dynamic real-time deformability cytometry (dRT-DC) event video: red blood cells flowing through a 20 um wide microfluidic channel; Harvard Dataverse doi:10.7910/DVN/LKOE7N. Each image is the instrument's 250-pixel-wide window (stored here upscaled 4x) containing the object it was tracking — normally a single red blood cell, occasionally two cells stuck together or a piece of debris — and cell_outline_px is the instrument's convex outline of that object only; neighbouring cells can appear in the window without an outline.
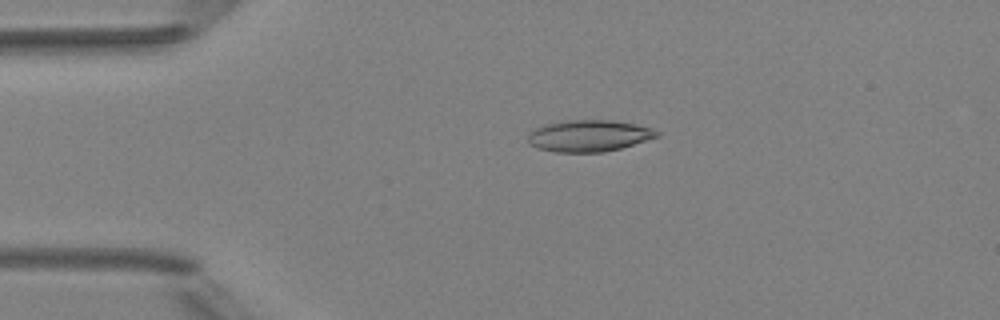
{"species": "Egyptian fruit bat (a non-hibernating species)", "species_latin": "Rousettus aegyptiacus", "temperature_condition": "room temperature", "stored_images_in_passage": 3, "camera_frame_rate_fps": 3000, "um_per_image_px": 0.085, "animal": {"sex": "female"}, "frame": {"image": 1, "passage_image": 2, "time_ms": 2.0, "image_size_px": [1000, 320], "cell_outline_px": [[660, 136], [620, 148], [604, 152], [556, 152], [536, 148], [528, 144], [528, 132], [544, 124], [568, 120], [612, 120], [636, 124], [652, 128], [660, 132]], "centroid_in_image_um": [50.04, 11.54], "position_along_channel_um": 35.0, "area_um2": 23.87}}